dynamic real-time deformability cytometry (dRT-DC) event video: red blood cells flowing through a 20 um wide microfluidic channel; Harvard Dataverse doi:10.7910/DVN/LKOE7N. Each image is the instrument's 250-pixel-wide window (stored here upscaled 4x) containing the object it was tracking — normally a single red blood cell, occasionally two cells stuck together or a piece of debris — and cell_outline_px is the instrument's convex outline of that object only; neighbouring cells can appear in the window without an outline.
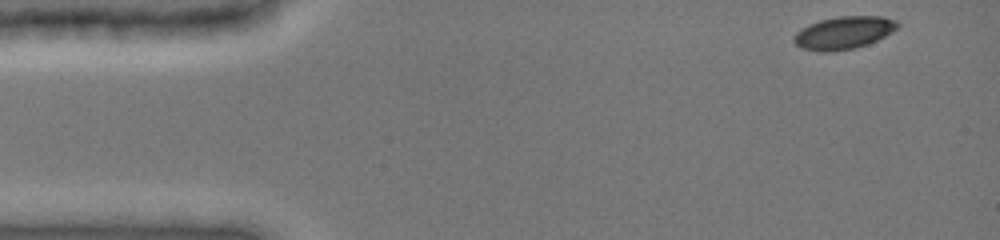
{"species": "common noctule bat (a hibernating species)", "species_latin": "Nyctalus noctula", "temperature_condition": "cold", "stored_images_in_passage": 19, "camera_frame_rate_fps": 3000, "um_per_image_px": 0.085, "animal": {"sex": "female", "body_mass_g": 19.0, "forearm_length_mm": 51.5}, "frame": {"image": 1, "passage_image": 1, "time_ms": 0.0, "image_size_px": [1000, 240], "cell_outline_px": [[900, 24], [896, 28], [884, 36], [868, 44], [856, 48], [832, 52], [820, 52], [800, 48], [792, 40], [792, 36], [796, 32], [808, 24], [820, 20], [840, 16], [884, 16], [896, 20]], "centroid_in_image_um": [71.68, 2.79], "position_along_channel_um": 13.3, "area_um2": 19.88}}
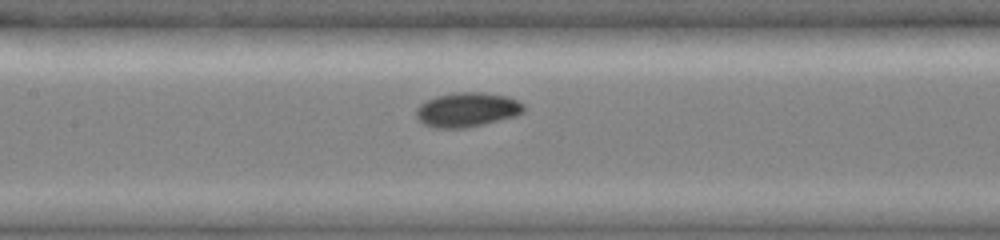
{"frame": {"image": 2, "passage_image": 17, "time_ms": 6.333, "image_size_px": [1000, 240], "cell_outline_px": [[524, 112], [516, 116], [468, 128], [436, 128], [424, 124], [416, 116], [416, 108], [420, 104], [436, 96], [452, 92], [484, 92], [508, 96], [520, 100], [524, 104]], "centroid_in_image_um": [39.74, 9.31], "position_along_channel_um": 167.7, "area_um2": 21.85}}
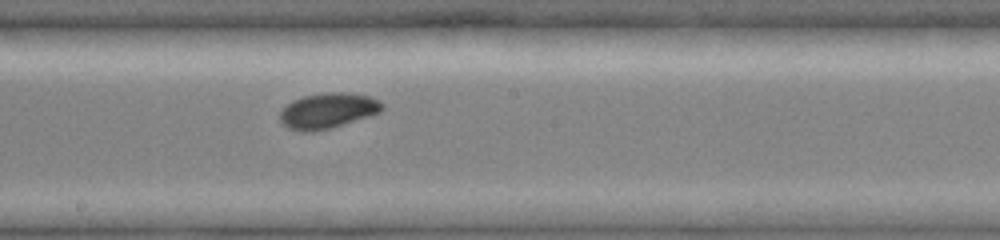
{"frame": {"image": 3, "passage_image": 19, "time_ms": 7.667, "image_size_px": [1000, 240], "cell_outline_px": [[384, 108], [380, 112], [332, 128], [312, 132], [300, 132], [288, 128], [280, 120], [280, 112], [292, 100], [304, 96], [328, 92], [348, 92], [368, 96], [380, 100], [384, 104]], "centroid_in_image_um": [27.88, 9.41], "position_along_channel_um": 220.3, "area_um2": 21.15}}